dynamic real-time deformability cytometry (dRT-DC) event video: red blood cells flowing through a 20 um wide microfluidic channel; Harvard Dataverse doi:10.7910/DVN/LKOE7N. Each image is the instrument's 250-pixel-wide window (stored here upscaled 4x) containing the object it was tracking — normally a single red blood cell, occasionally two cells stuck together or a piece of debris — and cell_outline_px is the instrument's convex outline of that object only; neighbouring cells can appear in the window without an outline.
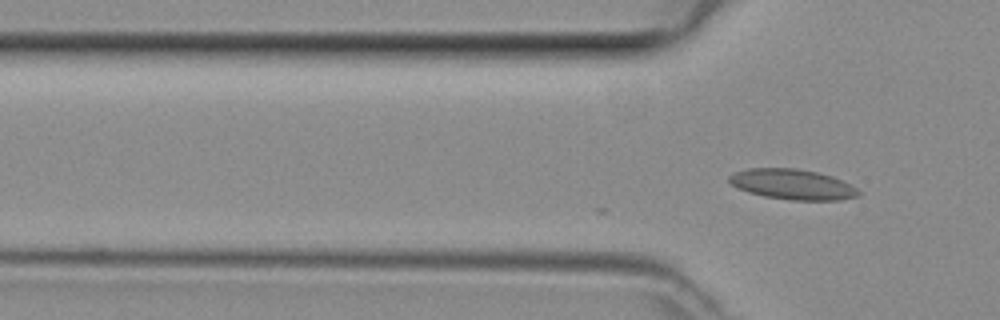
{"species": "common noctule bat (a hibernating species)", "species_latin": "Nyctalus noctula", "temperature_condition": "room temperature", "stored_images_in_passage": 14, "camera_frame_rate_fps": 3000, "um_per_image_px": 0.085, "animal": {"sex": "female", "body_mass_g": 29.2, "forearm_length_mm": 56.3}, "frame": {"image": 1, "passage_image": 14, "time_ms": 4.333, "image_size_px": [1000, 320], "cell_outline_px": [[860, 196], [840, 200], [792, 200], [764, 196], [748, 192], [736, 188], [728, 180], [728, 176], [736, 172], [748, 168], [796, 168], [816, 172], [832, 176], [856, 188], [860, 192]], "centroid_in_image_um": [67.34, 15.67], "position_along_channel_um": 58.5, "area_um2": 22.77}}